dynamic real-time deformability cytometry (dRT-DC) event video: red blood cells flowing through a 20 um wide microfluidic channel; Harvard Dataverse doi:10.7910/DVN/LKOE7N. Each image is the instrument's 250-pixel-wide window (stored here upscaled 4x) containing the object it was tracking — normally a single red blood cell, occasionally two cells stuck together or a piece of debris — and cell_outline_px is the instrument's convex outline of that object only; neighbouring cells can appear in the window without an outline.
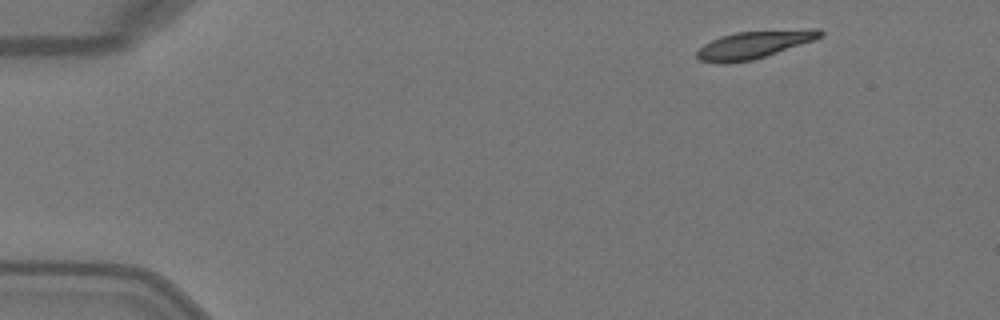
{"species": "Egyptian fruit bat (a non-hibernating species)", "species_latin": "Rousettus aegyptiacus", "temperature_condition": "warm", "stored_images_in_passage": 1, "camera_frame_rate_fps": 3000, "um_per_image_px": 0.085, "animal": {"sex": "female"}, "frame": {"image": 1, "passage_image": 1, "time_ms": 0.0, "image_size_px": [1000, 320], "cell_outline_px": [[824, 32], [820, 36], [812, 40], [752, 60], [724, 64], [720, 64], [700, 60], [696, 56], [696, 52], [704, 44], [720, 36], [736, 32], [812, 28], [820, 28]], "centroid_in_image_um": [64.05, 3.79], "position_along_channel_um": 20.9, "area_um2": 19.59}}